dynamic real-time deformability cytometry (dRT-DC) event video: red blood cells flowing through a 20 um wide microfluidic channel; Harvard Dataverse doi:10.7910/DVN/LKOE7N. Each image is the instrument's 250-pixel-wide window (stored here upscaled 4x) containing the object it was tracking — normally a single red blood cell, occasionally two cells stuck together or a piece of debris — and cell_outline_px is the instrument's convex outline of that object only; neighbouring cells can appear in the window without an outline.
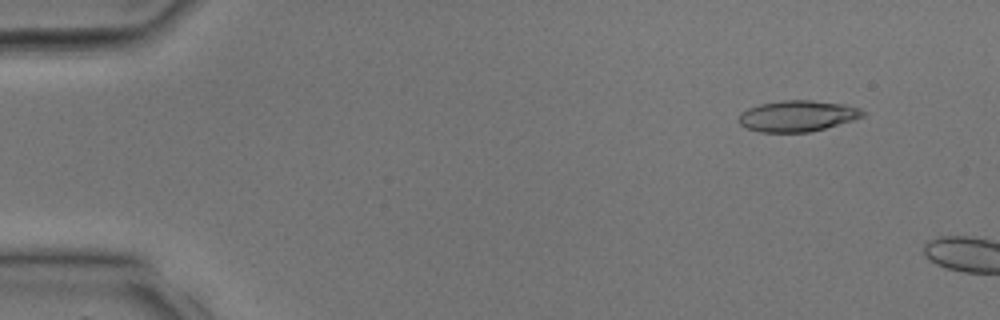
{"species": "common noctule bat (a hibernating species)", "species_latin": "Nyctalus noctula", "temperature_condition": "room temperature", "stored_images_in_passage": 5, "camera_frame_rate_fps": 3000, "um_per_image_px": 0.085, "animal": {"sex": "male", "body_mass_g": 17.9, "forearm_length_mm": 54.2}, "frame": {"image": 1, "passage_image": 3, "time_ms": 0.667, "image_size_px": [1000, 320], "cell_outline_px": [[864, 116], [852, 120], [812, 132], [760, 132], [748, 128], [740, 124], [740, 112], [748, 108], [760, 104], [780, 100], [812, 100], [844, 104], [860, 108], [864, 112]], "centroid_in_image_um": [67.79, 9.85], "position_along_channel_um": 17.2, "area_um2": 22.37}}